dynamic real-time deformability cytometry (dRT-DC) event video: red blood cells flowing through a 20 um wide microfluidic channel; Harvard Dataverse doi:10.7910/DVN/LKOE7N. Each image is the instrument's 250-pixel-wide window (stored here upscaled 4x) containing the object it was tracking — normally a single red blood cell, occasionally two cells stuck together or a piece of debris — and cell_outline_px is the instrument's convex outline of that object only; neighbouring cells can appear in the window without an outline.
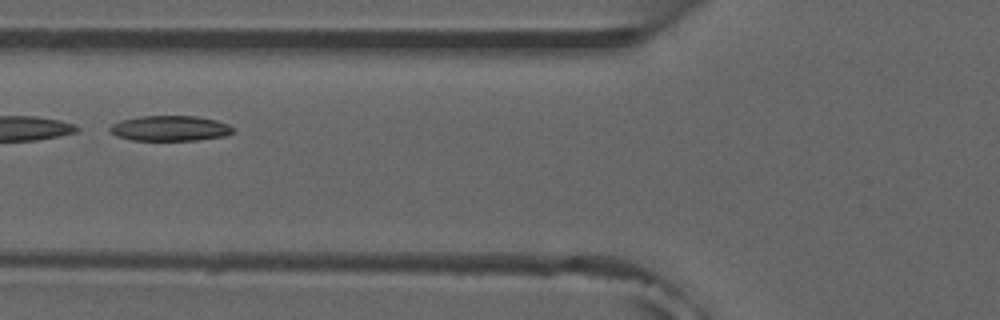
{"species": "common noctule bat (a hibernating species)", "species_latin": "Nyctalus noctula", "temperature_condition": "room temperature", "stored_images_in_passage": 20, "camera_frame_rate_fps": 3000, "um_per_image_px": 0.085, "animal": {"sex": "male", "forearm_length_mm": 52.5}, "frame": {"image": 1, "passage_image": 17, "time_ms": 5.333, "image_size_px": [1000, 320], "cell_outline_px": [[232, 132], [224, 136], [196, 140], [132, 140], [116, 136], [108, 132], [108, 128], [112, 124], [120, 120], [140, 116], [196, 116], [216, 120], [228, 124], [232, 128]], "centroid_in_image_um": [14.38, 10.9], "position_along_channel_um": 111.4, "area_um2": 18.15}}